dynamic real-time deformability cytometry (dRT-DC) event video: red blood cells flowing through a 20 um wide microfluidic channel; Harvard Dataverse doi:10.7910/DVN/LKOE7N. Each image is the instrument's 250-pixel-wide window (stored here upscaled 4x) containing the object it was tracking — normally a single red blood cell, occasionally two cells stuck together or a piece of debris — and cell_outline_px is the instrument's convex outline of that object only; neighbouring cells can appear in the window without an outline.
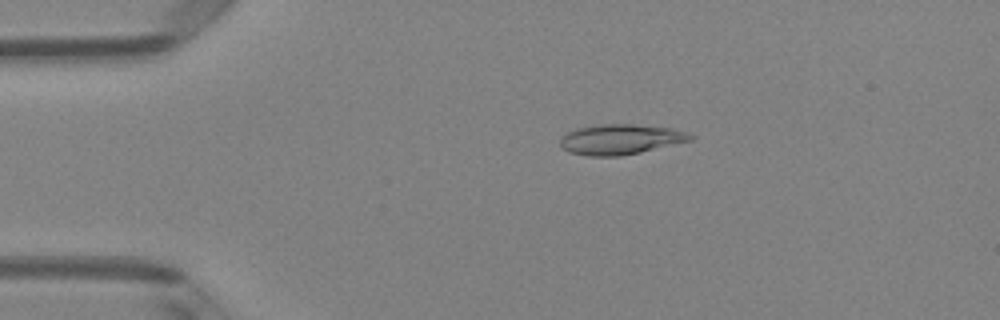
{"species": "Egyptian fruit bat (a non-hibernating species)", "species_latin": "Rousettus aegyptiacus", "temperature_condition": "room temperature", "stored_images_in_passage": 29, "camera_frame_rate_fps": 3000, "um_per_image_px": 0.085, "animal": {"sex": "female"}, "frame": {"image": 1, "passage_image": 10, "time_ms": 3.0, "image_size_px": [1000, 320], "cell_outline_px": [[696, 136], [692, 140], [640, 152], [620, 156], [588, 156], [568, 152], [560, 144], [560, 136], [576, 128], [596, 124], [632, 124], [672, 128], [688, 132]], "centroid_in_image_um": [52.74, 11.83], "position_along_channel_um": 32.3, "area_um2": 23.06}}
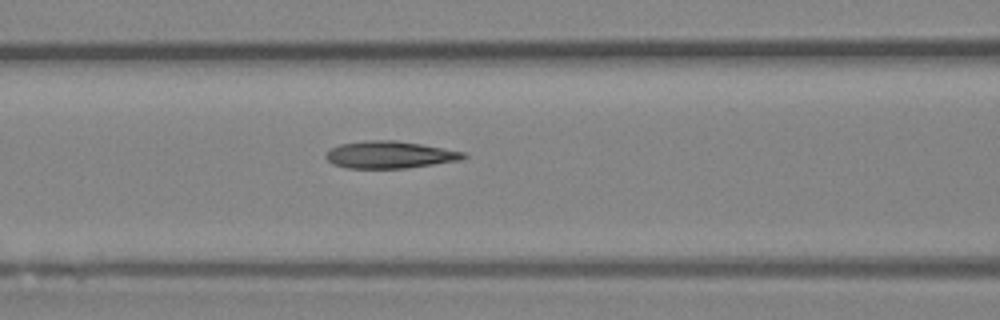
{"frame": {"image": 2, "passage_image": 21, "time_ms": 6.667, "image_size_px": [1000, 320], "cell_outline_px": [[468, 156], [460, 160], [408, 168], [348, 168], [332, 164], [324, 156], [332, 148], [340, 144], [368, 140], [396, 140], [420, 144], [464, 152]], "centroid_in_image_um": [33.12, 13.15], "position_along_channel_um": 133.5, "area_um2": 21.62}}
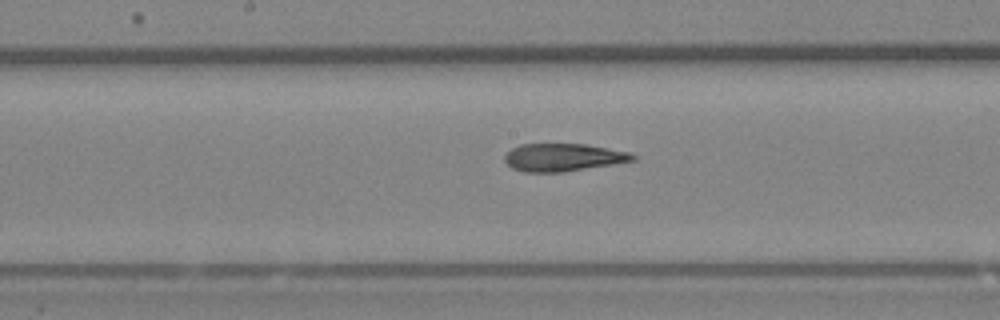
{"frame": {"image": 3, "passage_image": 26, "time_ms": 8.333, "image_size_px": [1000, 320], "cell_outline_px": [[636, 160], [612, 164], [560, 172], [524, 172], [512, 168], [504, 160], [504, 156], [512, 148], [520, 144], [584, 144], [632, 152], [636, 156]], "centroid_in_image_um": [47.87, 13.37], "position_along_channel_um": 200.3, "area_um2": 20.58}}